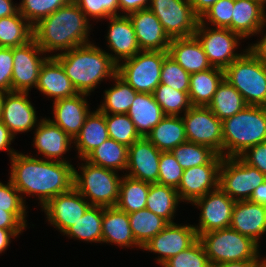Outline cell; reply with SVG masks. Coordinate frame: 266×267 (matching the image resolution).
I'll list each match as a JSON object with an SVG mask.
<instances>
[{
  "label": "cell",
  "instance_id": "obj_29",
  "mask_svg": "<svg viewBox=\"0 0 266 267\" xmlns=\"http://www.w3.org/2000/svg\"><path fill=\"white\" fill-rule=\"evenodd\" d=\"M127 115L141 137H146L165 116L153 94L142 92L136 94Z\"/></svg>",
  "mask_w": 266,
  "mask_h": 267
},
{
  "label": "cell",
  "instance_id": "obj_48",
  "mask_svg": "<svg viewBox=\"0 0 266 267\" xmlns=\"http://www.w3.org/2000/svg\"><path fill=\"white\" fill-rule=\"evenodd\" d=\"M183 171V168L171 152H161L159 159V184L177 189L180 185Z\"/></svg>",
  "mask_w": 266,
  "mask_h": 267
},
{
  "label": "cell",
  "instance_id": "obj_44",
  "mask_svg": "<svg viewBox=\"0 0 266 267\" xmlns=\"http://www.w3.org/2000/svg\"><path fill=\"white\" fill-rule=\"evenodd\" d=\"M70 0H22L19 13L34 26L39 20L47 17L65 6Z\"/></svg>",
  "mask_w": 266,
  "mask_h": 267
},
{
  "label": "cell",
  "instance_id": "obj_1",
  "mask_svg": "<svg viewBox=\"0 0 266 267\" xmlns=\"http://www.w3.org/2000/svg\"><path fill=\"white\" fill-rule=\"evenodd\" d=\"M10 181L21 194L37 195L42 208L55 196L74 187V167L70 162L37 159L16 153L11 158Z\"/></svg>",
  "mask_w": 266,
  "mask_h": 267
},
{
  "label": "cell",
  "instance_id": "obj_35",
  "mask_svg": "<svg viewBox=\"0 0 266 267\" xmlns=\"http://www.w3.org/2000/svg\"><path fill=\"white\" fill-rule=\"evenodd\" d=\"M246 106L243 96L224 78L207 107L223 121L243 110Z\"/></svg>",
  "mask_w": 266,
  "mask_h": 267
},
{
  "label": "cell",
  "instance_id": "obj_11",
  "mask_svg": "<svg viewBox=\"0 0 266 267\" xmlns=\"http://www.w3.org/2000/svg\"><path fill=\"white\" fill-rule=\"evenodd\" d=\"M151 10L172 38L194 36L200 18L195 14L189 0H150Z\"/></svg>",
  "mask_w": 266,
  "mask_h": 267
},
{
  "label": "cell",
  "instance_id": "obj_62",
  "mask_svg": "<svg viewBox=\"0 0 266 267\" xmlns=\"http://www.w3.org/2000/svg\"><path fill=\"white\" fill-rule=\"evenodd\" d=\"M7 93L8 92H4L0 90V120H1V115H2V107H3L4 98Z\"/></svg>",
  "mask_w": 266,
  "mask_h": 267
},
{
  "label": "cell",
  "instance_id": "obj_39",
  "mask_svg": "<svg viewBox=\"0 0 266 267\" xmlns=\"http://www.w3.org/2000/svg\"><path fill=\"white\" fill-rule=\"evenodd\" d=\"M113 80L116 83L110 89L105 90L104 102L98 109L103 113L127 114L138 92L118 74Z\"/></svg>",
  "mask_w": 266,
  "mask_h": 267
},
{
  "label": "cell",
  "instance_id": "obj_18",
  "mask_svg": "<svg viewBox=\"0 0 266 267\" xmlns=\"http://www.w3.org/2000/svg\"><path fill=\"white\" fill-rule=\"evenodd\" d=\"M158 150L146 137H141L128 148L127 176L153 184L158 183Z\"/></svg>",
  "mask_w": 266,
  "mask_h": 267
},
{
  "label": "cell",
  "instance_id": "obj_6",
  "mask_svg": "<svg viewBox=\"0 0 266 267\" xmlns=\"http://www.w3.org/2000/svg\"><path fill=\"white\" fill-rule=\"evenodd\" d=\"M198 239L205 249L210 264L260 260L259 245L231 227L206 232Z\"/></svg>",
  "mask_w": 266,
  "mask_h": 267
},
{
  "label": "cell",
  "instance_id": "obj_24",
  "mask_svg": "<svg viewBox=\"0 0 266 267\" xmlns=\"http://www.w3.org/2000/svg\"><path fill=\"white\" fill-rule=\"evenodd\" d=\"M230 227L258 244L260 236L266 232L265 205L249 200L236 201L232 210Z\"/></svg>",
  "mask_w": 266,
  "mask_h": 267
},
{
  "label": "cell",
  "instance_id": "obj_50",
  "mask_svg": "<svg viewBox=\"0 0 266 267\" xmlns=\"http://www.w3.org/2000/svg\"><path fill=\"white\" fill-rule=\"evenodd\" d=\"M86 17L94 19L109 18L110 16H119L118 0H73Z\"/></svg>",
  "mask_w": 266,
  "mask_h": 267
},
{
  "label": "cell",
  "instance_id": "obj_9",
  "mask_svg": "<svg viewBox=\"0 0 266 267\" xmlns=\"http://www.w3.org/2000/svg\"><path fill=\"white\" fill-rule=\"evenodd\" d=\"M265 181V174L240 157H223L219 187L235 202L249 200L253 191Z\"/></svg>",
  "mask_w": 266,
  "mask_h": 267
},
{
  "label": "cell",
  "instance_id": "obj_54",
  "mask_svg": "<svg viewBox=\"0 0 266 267\" xmlns=\"http://www.w3.org/2000/svg\"><path fill=\"white\" fill-rule=\"evenodd\" d=\"M119 10L124 12V15H128L134 11L148 9L150 0H118Z\"/></svg>",
  "mask_w": 266,
  "mask_h": 267
},
{
  "label": "cell",
  "instance_id": "obj_36",
  "mask_svg": "<svg viewBox=\"0 0 266 267\" xmlns=\"http://www.w3.org/2000/svg\"><path fill=\"white\" fill-rule=\"evenodd\" d=\"M180 197L176 188L159 183L150 184L146 209L161 216L168 223H174V214Z\"/></svg>",
  "mask_w": 266,
  "mask_h": 267
},
{
  "label": "cell",
  "instance_id": "obj_20",
  "mask_svg": "<svg viewBox=\"0 0 266 267\" xmlns=\"http://www.w3.org/2000/svg\"><path fill=\"white\" fill-rule=\"evenodd\" d=\"M28 95V92H8L5 95L1 121L14 137L17 133L37 127L36 110Z\"/></svg>",
  "mask_w": 266,
  "mask_h": 267
},
{
  "label": "cell",
  "instance_id": "obj_13",
  "mask_svg": "<svg viewBox=\"0 0 266 267\" xmlns=\"http://www.w3.org/2000/svg\"><path fill=\"white\" fill-rule=\"evenodd\" d=\"M43 53L33 38L13 48L12 92H29L36 87L41 66L49 57L40 58Z\"/></svg>",
  "mask_w": 266,
  "mask_h": 267
},
{
  "label": "cell",
  "instance_id": "obj_58",
  "mask_svg": "<svg viewBox=\"0 0 266 267\" xmlns=\"http://www.w3.org/2000/svg\"><path fill=\"white\" fill-rule=\"evenodd\" d=\"M218 0H189L195 14L200 18Z\"/></svg>",
  "mask_w": 266,
  "mask_h": 267
},
{
  "label": "cell",
  "instance_id": "obj_16",
  "mask_svg": "<svg viewBox=\"0 0 266 267\" xmlns=\"http://www.w3.org/2000/svg\"><path fill=\"white\" fill-rule=\"evenodd\" d=\"M197 239L194 225L181 226L169 223L161 232L145 243L142 249L160 254L156 261L162 265L169 258L187 249Z\"/></svg>",
  "mask_w": 266,
  "mask_h": 267
},
{
  "label": "cell",
  "instance_id": "obj_38",
  "mask_svg": "<svg viewBox=\"0 0 266 267\" xmlns=\"http://www.w3.org/2000/svg\"><path fill=\"white\" fill-rule=\"evenodd\" d=\"M103 207L90 206L75 224L69 227L64 235L88 242L102 243Z\"/></svg>",
  "mask_w": 266,
  "mask_h": 267
},
{
  "label": "cell",
  "instance_id": "obj_42",
  "mask_svg": "<svg viewBox=\"0 0 266 267\" xmlns=\"http://www.w3.org/2000/svg\"><path fill=\"white\" fill-rule=\"evenodd\" d=\"M152 94L161 106L164 115L179 116L182 111L186 112L192 107L188 92L178 91L162 83L157 86Z\"/></svg>",
  "mask_w": 266,
  "mask_h": 267
},
{
  "label": "cell",
  "instance_id": "obj_41",
  "mask_svg": "<svg viewBox=\"0 0 266 267\" xmlns=\"http://www.w3.org/2000/svg\"><path fill=\"white\" fill-rule=\"evenodd\" d=\"M184 169L209 164L218 153L206 145L186 141L170 151Z\"/></svg>",
  "mask_w": 266,
  "mask_h": 267
},
{
  "label": "cell",
  "instance_id": "obj_40",
  "mask_svg": "<svg viewBox=\"0 0 266 267\" xmlns=\"http://www.w3.org/2000/svg\"><path fill=\"white\" fill-rule=\"evenodd\" d=\"M128 216L133 237L141 247L169 224L161 216L146 208L130 213Z\"/></svg>",
  "mask_w": 266,
  "mask_h": 267
},
{
  "label": "cell",
  "instance_id": "obj_51",
  "mask_svg": "<svg viewBox=\"0 0 266 267\" xmlns=\"http://www.w3.org/2000/svg\"><path fill=\"white\" fill-rule=\"evenodd\" d=\"M13 48L0 47V90L12 92Z\"/></svg>",
  "mask_w": 266,
  "mask_h": 267
},
{
  "label": "cell",
  "instance_id": "obj_33",
  "mask_svg": "<svg viewBox=\"0 0 266 267\" xmlns=\"http://www.w3.org/2000/svg\"><path fill=\"white\" fill-rule=\"evenodd\" d=\"M89 163L114 171L126 170L128 162V147L114 139L108 138L93 149L85 158Z\"/></svg>",
  "mask_w": 266,
  "mask_h": 267
},
{
  "label": "cell",
  "instance_id": "obj_14",
  "mask_svg": "<svg viewBox=\"0 0 266 267\" xmlns=\"http://www.w3.org/2000/svg\"><path fill=\"white\" fill-rule=\"evenodd\" d=\"M192 204L201 207L199 226H194L198 237L209 231L230 227L235 201L220 187L196 199Z\"/></svg>",
  "mask_w": 266,
  "mask_h": 267
},
{
  "label": "cell",
  "instance_id": "obj_3",
  "mask_svg": "<svg viewBox=\"0 0 266 267\" xmlns=\"http://www.w3.org/2000/svg\"><path fill=\"white\" fill-rule=\"evenodd\" d=\"M54 56L78 93L89 94L103 79L114 78L118 65L109 53L88 43Z\"/></svg>",
  "mask_w": 266,
  "mask_h": 267
},
{
  "label": "cell",
  "instance_id": "obj_49",
  "mask_svg": "<svg viewBox=\"0 0 266 267\" xmlns=\"http://www.w3.org/2000/svg\"><path fill=\"white\" fill-rule=\"evenodd\" d=\"M235 0H218L200 20L207 19L215 28H228L232 31V15Z\"/></svg>",
  "mask_w": 266,
  "mask_h": 267
},
{
  "label": "cell",
  "instance_id": "obj_21",
  "mask_svg": "<svg viewBox=\"0 0 266 267\" xmlns=\"http://www.w3.org/2000/svg\"><path fill=\"white\" fill-rule=\"evenodd\" d=\"M110 25L107 34L109 48L115 53L109 54L112 60L119 65L123 59L135 56L140 50L137 43L133 24L128 15L110 16Z\"/></svg>",
  "mask_w": 266,
  "mask_h": 267
},
{
  "label": "cell",
  "instance_id": "obj_12",
  "mask_svg": "<svg viewBox=\"0 0 266 267\" xmlns=\"http://www.w3.org/2000/svg\"><path fill=\"white\" fill-rule=\"evenodd\" d=\"M182 120L189 142L209 146L223 157L222 121L207 106H192Z\"/></svg>",
  "mask_w": 266,
  "mask_h": 267
},
{
  "label": "cell",
  "instance_id": "obj_60",
  "mask_svg": "<svg viewBox=\"0 0 266 267\" xmlns=\"http://www.w3.org/2000/svg\"><path fill=\"white\" fill-rule=\"evenodd\" d=\"M19 12V6L14 5L12 0H0V19L15 15Z\"/></svg>",
  "mask_w": 266,
  "mask_h": 267
},
{
  "label": "cell",
  "instance_id": "obj_59",
  "mask_svg": "<svg viewBox=\"0 0 266 267\" xmlns=\"http://www.w3.org/2000/svg\"><path fill=\"white\" fill-rule=\"evenodd\" d=\"M23 230H6L0 228V253L5 251L11 243V238L17 237Z\"/></svg>",
  "mask_w": 266,
  "mask_h": 267
},
{
  "label": "cell",
  "instance_id": "obj_10",
  "mask_svg": "<svg viewBox=\"0 0 266 267\" xmlns=\"http://www.w3.org/2000/svg\"><path fill=\"white\" fill-rule=\"evenodd\" d=\"M200 20L194 36L199 40L212 67L225 70L243 53H235L243 38L228 28H211ZM207 25V27H206Z\"/></svg>",
  "mask_w": 266,
  "mask_h": 267
},
{
  "label": "cell",
  "instance_id": "obj_22",
  "mask_svg": "<svg viewBox=\"0 0 266 267\" xmlns=\"http://www.w3.org/2000/svg\"><path fill=\"white\" fill-rule=\"evenodd\" d=\"M86 96L88 94L78 93L73 97L53 102L54 119L49 120L73 139L80 132L90 113Z\"/></svg>",
  "mask_w": 266,
  "mask_h": 267
},
{
  "label": "cell",
  "instance_id": "obj_25",
  "mask_svg": "<svg viewBox=\"0 0 266 267\" xmlns=\"http://www.w3.org/2000/svg\"><path fill=\"white\" fill-rule=\"evenodd\" d=\"M35 88L54 98V101L78 94L61 63L54 56H49L41 66Z\"/></svg>",
  "mask_w": 266,
  "mask_h": 267
},
{
  "label": "cell",
  "instance_id": "obj_8",
  "mask_svg": "<svg viewBox=\"0 0 266 267\" xmlns=\"http://www.w3.org/2000/svg\"><path fill=\"white\" fill-rule=\"evenodd\" d=\"M168 51H139L119 63L117 74L136 92L153 93L160 84L164 58Z\"/></svg>",
  "mask_w": 266,
  "mask_h": 267
},
{
  "label": "cell",
  "instance_id": "obj_64",
  "mask_svg": "<svg viewBox=\"0 0 266 267\" xmlns=\"http://www.w3.org/2000/svg\"><path fill=\"white\" fill-rule=\"evenodd\" d=\"M260 267H266V261Z\"/></svg>",
  "mask_w": 266,
  "mask_h": 267
},
{
  "label": "cell",
  "instance_id": "obj_30",
  "mask_svg": "<svg viewBox=\"0 0 266 267\" xmlns=\"http://www.w3.org/2000/svg\"><path fill=\"white\" fill-rule=\"evenodd\" d=\"M109 138L105 113L97 109L90 112L80 132L73 139L79 158L84 159L93 149Z\"/></svg>",
  "mask_w": 266,
  "mask_h": 267
},
{
  "label": "cell",
  "instance_id": "obj_43",
  "mask_svg": "<svg viewBox=\"0 0 266 267\" xmlns=\"http://www.w3.org/2000/svg\"><path fill=\"white\" fill-rule=\"evenodd\" d=\"M106 126L109 138L120 144L130 147L135 141L141 138L134 123L127 114L105 113Z\"/></svg>",
  "mask_w": 266,
  "mask_h": 267
},
{
  "label": "cell",
  "instance_id": "obj_5",
  "mask_svg": "<svg viewBox=\"0 0 266 267\" xmlns=\"http://www.w3.org/2000/svg\"><path fill=\"white\" fill-rule=\"evenodd\" d=\"M224 78L247 105L266 107V66L248 49L224 70Z\"/></svg>",
  "mask_w": 266,
  "mask_h": 267
},
{
  "label": "cell",
  "instance_id": "obj_27",
  "mask_svg": "<svg viewBox=\"0 0 266 267\" xmlns=\"http://www.w3.org/2000/svg\"><path fill=\"white\" fill-rule=\"evenodd\" d=\"M265 8L255 0H235L232 15V32L243 39L259 34L266 24Z\"/></svg>",
  "mask_w": 266,
  "mask_h": 267
},
{
  "label": "cell",
  "instance_id": "obj_23",
  "mask_svg": "<svg viewBox=\"0 0 266 267\" xmlns=\"http://www.w3.org/2000/svg\"><path fill=\"white\" fill-rule=\"evenodd\" d=\"M34 136L33 145L47 160L68 162L62 159V155L70 149L69 147L73 143V138L60 127L52 123L49 119L43 118L38 121Z\"/></svg>",
  "mask_w": 266,
  "mask_h": 267
},
{
  "label": "cell",
  "instance_id": "obj_28",
  "mask_svg": "<svg viewBox=\"0 0 266 267\" xmlns=\"http://www.w3.org/2000/svg\"><path fill=\"white\" fill-rule=\"evenodd\" d=\"M114 243L121 247L137 246L142 248L134 239L128 213L116 206L103 207L102 243Z\"/></svg>",
  "mask_w": 266,
  "mask_h": 267
},
{
  "label": "cell",
  "instance_id": "obj_55",
  "mask_svg": "<svg viewBox=\"0 0 266 267\" xmlns=\"http://www.w3.org/2000/svg\"><path fill=\"white\" fill-rule=\"evenodd\" d=\"M13 139H15L14 136L11 134L7 126L0 120V151H8L10 157L17 153L13 148L11 149L10 147Z\"/></svg>",
  "mask_w": 266,
  "mask_h": 267
},
{
  "label": "cell",
  "instance_id": "obj_61",
  "mask_svg": "<svg viewBox=\"0 0 266 267\" xmlns=\"http://www.w3.org/2000/svg\"><path fill=\"white\" fill-rule=\"evenodd\" d=\"M249 201L259 205H266V181L253 191Z\"/></svg>",
  "mask_w": 266,
  "mask_h": 267
},
{
  "label": "cell",
  "instance_id": "obj_32",
  "mask_svg": "<svg viewBox=\"0 0 266 267\" xmlns=\"http://www.w3.org/2000/svg\"><path fill=\"white\" fill-rule=\"evenodd\" d=\"M224 79V70L216 67L190 74L189 99L192 106H208Z\"/></svg>",
  "mask_w": 266,
  "mask_h": 267
},
{
  "label": "cell",
  "instance_id": "obj_19",
  "mask_svg": "<svg viewBox=\"0 0 266 267\" xmlns=\"http://www.w3.org/2000/svg\"><path fill=\"white\" fill-rule=\"evenodd\" d=\"M141 51H168L171 38L156 15L149 9L128 14Z\"/></svg>",
  "mask_w": 266,
  "mask_h": 267
},
{
  "label": "cell",
  "instance_id": "obj_37",
  "mask_svg": "<svg viewBox=\"0 0 266 267\" xmlns=\"http://www.w3.org/2000/svg\"><path fill=\"white\" fill-rule=\"evenodd\" d=\"M33 38V26L18 12L0 19V47L14 48Z\"/></svg>",
  "mask_w": 266,
  "mask_h": 267
},
{
  "label": "cell",
  "instance_id": "obj_47",
  "mask_svg": "<svg viewBox=\"0 0 266 267\" xmlns=\"http://www.w3.org/2000/svg\"><path fill=\"white\" fill-rule=\"evenodd\" d=\"M20 192L9 180L7 185L0 182V209L11 212L25 227L26 225V206L25 200L19 195Z\"/></svg>",
  "mask_w": 266,
  "mask_h": 267
},
{
  "label": "cell",
  "instance_id": "obj_34",
  "mask_svg": "<svg viewBox=\"0 0 266 267\" xmlns=\"http://www.w3.org/2000/svg\"><path fill=\"white\" fill-rule=\"evenodd\" d=\"M150 183L122 176L116 207L128 214L145 209Z\"/></svg>",
  "mask_w": 266,
  "mask_h": 267
},
{
  "label": "cell",
  "instance_id": "obj_15",
  "mask_svg": "<svg viewBox=\"0 0 266 267\" xmlns=\"http://www.w3.org/2000/svg\"><path fill=\"white\" fill-rule=\"evenodd\" d=\"M223 157L218 154L209 164L184 169L176 189L180 200L193 203L219 187V171Z\"/></svg>",
  "mask_w": 266,
  "mask_h": 267
},
{
  "label": "cell",
  "instance_id": "obj_52",
  "mask_svg": "<svg viewBox=\"0 0 266 267\" xmlns=\"http://www.w3.org/2000/svg\"><path fill=\"white\" fill-rule=\"evenodd\" d=\"M249 166L266 175V142L248 148L239 156Z\"/></svg>",
  "mask_w": 266,
  "mask_h": 267
},
{
  "label": "cell",
  "instance_id": "obj_17",
  "mask_svg": "<svg viewBox=\"0 0 266 267\" xmlns=\"http://www.w3.org/2000/svg\"><path fill=\"white\" fill-rule=\"evenodd\" d=\"M91 204L73 187L52 198L42 209L53 227L64 233L77 222Z\"/></svg>",
  "mask_w": 266,
  "mask_h": 267
},
{
  "label": "cell",
  "instance_id": "obj_56",
  "mask_svg": "<svg viewBox=\"0 0 266 267\" xmlns=\"http://www.w3.org/2000/svg\"><path fill=\"white\" fill-rule=\"evenodd\" d=\"M258 43H255L248 47V50L266 66V34L260 39Z\"/></svg>",
  "mask_w": 266,
  "mask_h": 267
},
{
  "label": "cell",
  "instance_id": "obj_45",
  "mask_svg": "<svg viewBox=\"0 0 266 267\" xmlns=\"http://www.w3.org/2000/svg\"><path fill=\"white\" fill-rule=\"evenodd\" d=\"M208 256L199 239L187 249L164 262L162 267H210Z\"/></svg>",
  "mask_w": 266,
  "mask_h": 267
},
{
  "label": "cell",
  "instance_id": "obj_57",
  "mask_svg": "<svg viewBox=\"0 0 266 267\" xmlns=\"http://www.w3.org/2000/svg\"><path fill=\"white\" fill-rule=\"evenodd\" d=\"M266 259L261 260H243V261H232V262H224L211 264L210 267H260Z\"/></svg>",
  "mask_w": 266,
  "mask_h": 267
},
{
  "label": "cell",
  "instance_id": "obj_53",
  "mask_svg": "<svg viewBox=\"0 0 266 267\" xmlns=\"http://www.w3.org/2000/svg\"><path fill=\"white\" fill-rule=\"evenodd\" d=\"M0 228L6 230H24L26 227L11 212L0 209Z\"/></svg>",
  "mask_w": 266,
  "mask_h": 267
},
{
  "label": "cell",
  "instance_id": "obj_2",
  "mask_svg": "<svg viewBox=\"0 0 266 267\" xmlns=\"http://www.w3.org/2000/svg\"><path fill=\"white\" fill-rule=\"evenodd\" d=\"M90 26L85 14L70 0L33 26V39L45 53L54 50L65 52L91 43L88 42Z\"/></svg>",
  "mask_w": 266,
  "mask_h": 267
},
{
  "label": "cell",
  "instance_id": "obj_46",
  "mask_svg": "<svg viewBox=\"0 0 266 267\" xmlns=\"http://www.w3.org/2000/svg\"><path fill=\"white\" fill-rule=\"evenodd\" d=\"M160 83L171 86L181 92H188L190 74L170 55H167L162 63Z\"/></svg>",
  "mask_w": 266,
  "mask_h": 267
},
{
  "label": "cell",
  "instance_id": "obj_63",
  "mask_svg": "<svg viewBox=\"0 0 266 267\" xmlns=\"http://www.w3.org/2000/svg\"><path fill=\"white\" fill-rule=\"evenodd\" d=\"M255 1H258L260 2L264 7H265V4H266V0H255Z\"/></svg>",
  "mask_w": 266,
  "mask_h": 267
},
{
  "label": "cell",
  "instance_id": "obj_31",
  "mask_svg": "<svg viewBox=\"0 0 266 267\" xmlns=\"http://www.w3.org/2000/svg\"><path fill=\"white\" fill-rule=\"evenodd\" d=\"M146 138L161 152H170L188 141L182 117L170 115H165Z\"/></svg>",
  "mask_w": 266,
  "mask_h": 267
},
{
  "label": "cell",
  "instance_id": "obj_4",
  "mask_svg": "<svg viewBox=\"0 0 266 267\" xmlns=\"http://www.w3.org/2000/svg\"><path fill=\"white\" fill-rule=\"evenodd\" d=\"M222 129L223 157H239L248 148L266 142V107L247 105L223 120Z\"/></svg>",
  "mask_w": 266,
  "mask_h": 267
},
{
  "label": "cell",
  "instance_id": "obj_7",
  "mask_svg": "<svg viewBox=\"0 0 266 267\" xmlns=\"http://www.w3.org/2000/svg\"><path fill=\"white\" fill-rule=\"evenodd\" d=\"M81 174L74 169V188L92 206H116L122 177L116 171L93 165L82 159ZM87 197V198H86ZM89 197V200H88Z\"/></svg>",
  "mask_w": 266,
  "mask_h": 267
},
{
  "label": "cell",
  "instance_id": "obj_26",
  "mask_svg": "<svg viewBox=\"0 0 266 267\" xmlns=\"http://www.w3.org/2000/svg\"><path fill=\"white\" fill-rule=\"evenodd\" d=\"M168 55L189 74L212 68L205 51L195 36L172 38L168 47Z\"/></svg>",
  "mask_w": 266,
  "mask_h": 267
}]
</instances>
